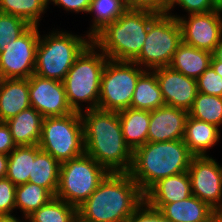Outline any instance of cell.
Returning a JSON list of instances; mask_svg holds the SVG:
<instances>
[{"instance_id":"cell-1","label":"cell","mask_w":222,"mask_h":222,"mask_svg":"<svg viewBox=\"0 0 222 222\" xmlns=\"http://www.w3.org/2000/svg\"><path fill=\"white\" fill-rule=\"evenodd\" d=\"M80 114L85 153L109 173H128L133 152L125 144L118 112L96 108Z\"/></svg>"},{"instance_id":"cell-2","label":"cell","mask_w":222,"mask_h":222,"mask_svg":"<svg viewBox=\"0 0 222 222\" xmlns=\"http://www.w3.org/2000/svg\"><path fill=\"white\" fill-rule=\"evenodd\" d=\"M144 202V193L129 173H108L78 207L81 222H125Z\"/></svg>"},{"instance_id":"cell-3","label":"cell","mask_w":222,"mask_h":222,"mask_svg":"<svg viewBox=\"0 0 222 222\" xmlns=\"http://www.w3.org/2000/svg\"><path fill=\"white\" fill-rule=\"evenodd\" d=\"M159 13L148 8H129L98 31L92 43L110 60L133 62L142 51L150 22Z\"/></svg>"},{"instance_id":"cell-4","label":"cell","mask_w":222,"mask_h":222,"mask_svg":"<svg viewBox=\"0 0 222 222\" xmlns=\"http://www.w3.org/2000/svg\"><path fill=\"white\" fill-rule=\"evenodd\" d=\"M192 157L183 139L147 142L133 151L128 173L145 193L158 180L187 172Z\"/></svg>"},{"instance_id":"cell-5","label":"cell","mask_w":222,"mask_h":222,"mask_svg":"<svg viewBox=\"0 0 222 222\" xmlns=\"http://www.w3.org/2000/svg\"><path fill=\"white\" fill-rule=\"evenodd\" d=\"M95 48L91 42L81 52L63 81L68 103L74 112H82L79 105L82 101L89 102L85 110L98 108L101 75L108 58L103 52L97 53Z\"/></svg>"},{"instance_id":"cell-6","label":"cell","mask_w":222,"mask_h":222,"mask_svg":"<svg viewBox=\"0 0 222 222\" xmlns=\"http://www.w3.org/2000/svg\"><path fill=\"white\" fill-rule=\"evenodd\" d=\"M92 42L70 33L55 31L39 38L34 74L63 82L81 52Z\"/></svg>"},{"instance_id":"cell-7","label":"cell","mask_w":222,"mask_h":222,"mask_svg":"<svg viewBox=\"0 0 222 222\" xmlns=\"http://www.w3.org/2000/svg\"><path fill=\"white\" fill-rule=\"evenodd\" d=\"M39 148L60 164L85 153L83 121L79 112L45 117Z\"/></svg>"},{"instance_id":"cell-8","label":"cell","mask_w":222,"mask_h":222,"mask_svg":"<svg viewBox=\"0 0 222 222\" xmlns=\"http://www.w3.org/2000/svg\"><path fill=\"white\" fill-rule=\"evenodd\" d=\"M109 172L86 153L60 165L56 198L79 207L97 189Z\"/></svg>"},{"instance_id":"cell-9","label":"cell","mask_w":222,"mask_h":222,"mask_svg":"<svg viewBox=\"0 0 222 222\" xmlns=\"http://www.w3.org/2000/svg\"><path fill=\"white\" fill-rule=\"evenodd\" d=\"M182 43L178 19L160 12L149 24L142 51L133 61L148 71L169 66L174 53Z\"/></svg>"},{"instance_id":"cell-10","label":"cell","mask_w":222,"mask_h":222,"mask_svg":"<svg viewBox=\"0 0 222 222\" xmlns=\"http://www.w3.org/2000/svg\"><path fill=\"white\" fill-rule=\"evenodd\" d=\"M138 66L135 62L107 60L101 75L98 109L119 112L130 108L137 80L145 71Z\"/></svg>"},{"instance_id":"cell-11","label":"cell","mask_w":222,"mask_h":222,"mask_svg":"<svg viewBox=\"0 0 222 222\" xmlns=\"http://www.w3.org/2000/svg\"><path fill=\"white\" fill-rule=\"evenodd\" d=\"M39 38L38 26H30L10 41L0 53L1 79H29L34 74Z\"/></svg>"},{"instance_id":"cell-12","label":"cell","mask_w":222,"mask_h":222,"mask_svg":"<svg viewBox=\"0 0 222 222\" xmlns=\"http://www.w3.org/2000/svg\"><path fill=\"white\" fill-rule=\"evenodd\" d=\"M188 173L192 195L208 204L215 211L222 208V167L215 159L193 156Z\"/></svg>"},{"instance_id":"cell-13","label":"cell","mask_w":222,"mask_h":222,"mask_svg":"<svg viewBox=\"0 0 222 222\" xmlns=\"http://www.w3.org/2000/svg\"><path fill=\"white\" fill-rule=\"evenodd\" d=\"M182 31V42L195 48L213 52L222 37V9L217 8L208 13L188 14L186 18L177 15Z\"/></svg>"},{"instance_id":"cell-14","label":"cell","mask_w":222,"mask_h":222,"mask_svg":"<svg viewBox=\"0 0 222 222\" xmlns=\"http://www.w3.org/2000/svg\"><path fill=\"white\" fill-rule=\"evenodd\" d=\"M28 80L31 107L44 118L64 116L74 112L68 103L63 82L36 74Z\"/></svg>"},{"instance_id":"cell-15","label":"cell","mask_w":222,"mask_h":222,"mask_svg":"<svg viewBox=\"0 0 222 222\" xmlns=\"http://www.w3.org/2000/svg\"><path fill=\"white\" fill-rule=\"evenodd\" d=\"M153 71L165 105L189 112L198 94L196 79L187 77L170 66L156 68Z\"/></svg>"},{"instance_id":"cell-16","label":"cell","mask_w":222,"mask_h":222,"mask_svg":"<svg viewBox=\"0 0 222 222\" xmlns=\"http://www.w3.org/2000/svg\"><path fill=\"white\" fill-rule=\"evenodd\" d=\"M188 116L189 112L167 105L150 111L148 142L183 139Z\"/></svg>"},{"instance_id":"cell-17","label":"cell","mask_w":222,"mask_h":222,"mask_svg":"<svg viewBox=\"0 0 222 222\" xmlns=\"http://www.w3.org/2000/svg\"><path fill=\"white\" fill-rule=\"evenodd\" d=\"M192 196L188 171L158 180L145 193L144 201L155 209L164 204L184 200Z\"/></svg>"},{"instance_id":"cell-18","label":"cell","mask_w":222,"mask_h":222,"mask_svg":"<svg viewBox=\"0 0 222 222\" xmlns=\"http://www.w3.org/2000/svg\"><path fill=\"white\" fill-rule=\"evenodd\" d=\"M30 107L28 79H1L0 119L2 122Z\"/></svg>"},{"instance_id":"cell-19","label":"cell","mask_w":222,"mask_h":222,"mask_svg":"<svg viewBox=\"0 0 222 222\" xmlns=\"http://www.w3.org/2000/svg\"><path fill=\"white\" fill-rule=\"evenodd\" d=\"M125 144L133 152L148 142L150 111L134 108L118 112Z\"/></svg>"},{"instance_id":"cell-20","label":"cell","mask_w":222,"mask_h":222,"mask_svg":"<svg viewBox=\"0 0 222 222\" xmlns=\"http://www.w3.org/2000/svg\"><path fill=\"white\" fill-rule=\"evenodd\" d=\"M44 117L33 107L6 121L17 146L38 145Z\"/></svg>"},{"instance_id":"cell-21","label":"cell","mask_w":222,"mask_h":222,"mask_svg":"<svg viewBox=\"0 0 222 222\" xmlns=\"http://www.w3.org/2000/svg\"><path fill=\"white\" fill-rule=\"evenodd\" d=\"M159 211L173 222H210L215 212L196 196L164 204Z\"/></svg>"},{"instance_id":"cell-22","label":"cell","mask_w":222,"mask_h":222,"mask_svg":"<svg viewBox=\"0 0 222 222\" xmlns=\"http://www.w3.org/2000/svg\"><path fill=\"white\" fill-rule=\"evenodd\" d=\"M212 53L181 43L170 63V67L187 77L198 79L211 65Z\"/></svg>"},{"instance_id":"cell-23","label":"cell","mask_w":222,"mask_h":222,"mask_svg":"<svg viewBox=\"0 0 222 222\" xmlns=\"http://www.w3.org/2000/svg\"><path fill=\"white\" fill-rule=\"evenodd\" d=\"M219 132L217 126L188 116L183 140L193 156H206L219 140Z\"/></svg>"},{"instance_id":"cell-24","label":"cell","mask_w":222,"mask_h":222,"mask_svg":"<svg viewBox=\"0 0 222 222\" xmlns=\"http://www.w3.org/2000/svg\"><path fill=\"white\" fill-rule=\"evenodd\" d=\"M60 163L36 145V157L32 162V178L28 182L46 188L54 197L59 186Z\"/></svg>"},{"instance_id":"cell-25","label":"cell","mask_w":222,"mask_h":222,"mask_svg":"<svg viewBox=\"0 0 222 222\" xmlns=\"http://www.w3.org/2000/svg\"><path fill=\"white\" fill-rule=\"evenodd\" d=\"M164 105L155 72L145 70L137 80L130 108L152 111Z\"/></svg>"},{"instance_id":"cell-26","label":"cell","mask_w":222,"mask_h":222,"mask_svg":"<svg viewBox=\"0 0 222 222\" xmlns=\"http://www.w3.org/2000/svg\"><path fill=\"white\" fill-rule=\"evenodd\" d=\"M36 157V145L17 146L8 155L6 177L14 184L27 183L32 178V162Z\"/></svg>"},{"instance_id":"cell-27","label":"cell","mask_w":222,"mask_h":222,"mask_svg":"<svg viewBox=\"0 0 222 222\" xmlns=\"http://www.w3.org/2000/svg\"><path fill=\"white\" fill-rule=\"evenodd\" d=\"M54 196L44 187L27 182L16 186L15 207L21 209L25 219Z\"/></svg>"},{"instance_id":"cell-28","label":"cell","mask_w":222,"mask_h":222,"mask_svg":"<svg viewBox=\"0 0 222 222\" xmlns=\"http://www.w3.org/2000/svg\"><path fill=\"white\" fill-rule=\"evenodd\" d=\"M129 6L126 0H91L88 13H94V21L87 37H93L106 24L116 21Z\"/></svg>"},{"instance_id":"cell-29","label":"cell","mask_w":222,"mask_h":222,"mask_svg":"<svg viewBox=\"0 0 222 222\" xmlns=\"http://www.w3.org/2000/svg\"><path fill=\"white\" fill-rule=\"evenodd\" d=\"M26 219L28 222H76L78 220V208L64 200L53 197Z\"/></svg>"},{"instance_id":"cell-30","label":"cell","mask_w":222,"mask_h":222,"mask_svg":"<svg viewBox=\"0 0 222 222\" xmlns=\"http://www.w3.org/2000/svg\"><path fill=\"white\" fill-rule=\"evenodd\" d=\"M48 0H0V12L17 16L31 26H38Z\"/></svg>"},{"instance_id":"cell-31","label":"cell","mask_w":222,"mask_h":222,"mask_svg":"<svg viewBox=\"0 0 222 222\" xmlns=\"http://www.w3.org/2000/svg\"><path fill=\"white\" fill-rule=\"evenodd\" d=\"M189 116L219 127L222 124V97L198 92Z\"/></svg>"},{"instance_id":"cell-32","label":"cell","mask_w":222,"mask_h":222,"mask_svg":"<svg viewBox=\"0 0 222 222\" xmlns=\"http://www.w3.org/2000/svg\"><path fill=\"white\" fill-rule=\"evenodd\" d=\"M30 26L20 17L0 12V53L12 39H17Z\"/></svg>"},{"instance_id":"cell-33","label":"cell","mask_w":222,"mask_h":222,"mask_svg":"<svg viewBox=\"0 0 222 222\" xmlns=\"http://www.w3.org/2000/svg\"><path fill=\"white\" fill-rule=\"evenodd\" d=\"M196 81L198 92L222 97V77L215 73L211 65Z\"/></svg>"},{"instance_id":"cell-34","label":"cell","mask_w":222,"mask_h":222,"mask_svg":"<svg viewBox=\"0 0 222 222\" xmlns=\"http://www.w3.org/2000/svg\"><path fill=\"white\" fill-rule=\"evenodd\" d=\"M14 185L7 177L0 178V215H11L15 207Z\"/></svg>"},{"instance_id":"cell-35","label":"cell","mask_w":222,"mask_h":222,"mask_svg":"<svg viewBox=\"0 0 222 222\" xmlns=\"http://www.w3.org/2000/svg\"><path fill=\"white\" fill-rule=\"evenodd\" d=\"M125 222H173V221L167 219L158 209L153 208L144 201L127 218Z\"/></svg>"},{"instance_id":"cell-36","label":"cell","mask_w":222,"mask_h":222,"mask_svg":"<svg viewBox=\"0 0 222 222\" xmlns=\"http://www.w3.org/2000/svg\"><path fill=\"white\" fill-rule=\"evenodd\" d=\"M175 4L180 5L189 14L208 13L218 8L215 0H171L166 12H170Z\"/></svg>"},{"instance_id":"cell-37","label":"cell","mask_w":222,"mask_h":222,"mask_svg":"<svg viewBox=\"0 0 222 222\" xmlns=\"http://www.w3.org/2000/svg\"><path fill=\"white\" fill-rule=\"evenodd\" d=\"M129 8H148L166 12L171 0H126Z\"/></svg>"},{"instance_id":"cell-38","label":"cell","mask_w":222,"mask_h":222,"mask_svg":"<svg viewBox=\"0 0 222 222\" xmlns=\"http://www.w3.org/2000/svg\"><path fill=\"white\" fill-rule=\"evenodd\" d=\"M17 147L6 122L0 123V153L9 155Z\"/></svg>"},{"instance_id":"cell-39","label":"cell","mask_w":222,"mask_h":222,"mask_svg":"<svg viewBox=\"0 0 222 222\" xmlns=\"http://www.w3.org/2000/svg\"><path fill=\"white\" fill-rule=\"evenodd\" d=\"M53 2L55 5H62L64 10L79 13V12H88L90 8L91 0H48Z\"/></svg>"},{"instance_id":"cell-40","label":"cell","mask_w":222,"mask_h":222,"mask_svg":"<svg viewBox=\"0 0 222 222\" xmlns=\"http://www.w3.org/2000/svg\"><path fill=\"white\" fill-rule=\"evenodd\" d=\"M8 167V155L0 153V178L6 177Z\"/></svg>"},{"instance_id":"cell-41","label":"cell","mask_w":222,"mask_h":222,"mask_svg":"<svg viewBox=\"0 0 222 222\" xmlns=\"http://www.w3.org/2000/svg\"><path fill=\"white\" fill-rule=\"evenodd\" d=\"M212 57L215 60L222 61V37H221L219 43L217 44L216 48L213 50Z\"/></svg>"},{"instance_id":"cell-42","label":"cell","mask_w":222,"mask_h":222,"mask_svg":"<svg viewBox=\"0 0 222 222\" xmlns=\"http://www.w3.org/2000/svg\"><path fill=\"white\" fill-rule=\"evenodd\" d=\"M211 66L215 70V73L222 77V61L211 59Z\"/></svg>"},{"instance_id":"cell-43","label":"cell","mask_w":222,"mask_h":222,"mask_svg":"<svg viewBox=\"0 0 222 222\" xmlns=\"http://www.w3.org/2000/svg\"><path fill=\"white\" fill-rule=\"evenodd\" d=\"M27 220H25L26 222ZM0 222H24L21 220H18L15 216L13 215H0Z\"/></svg>"},{"instance_id":"cell-44","label":"cell","mask_w":222,"mask_h":222,"mask_svg":"<svg viewBox=\"0 0 222 222\" xmlns=\"http://www.w3.org/2000/svg\"><path fill=\"white\" fill-rule=\"evenodd\" d=\"M210 222H222V214L219 211H215Z\"/></svg>"},{"instance_id":"cell-45","label":"cell","mask_w":222,"mask_h":222,"mask_svg":"<svg viewBox=\"0 0 222 222\" xmlns=\"http://www.w3.org/2000/svg\"><path fill=\"white\" fill-rule=\"evenodd\" d=\"M215 3L218 6V8L222 9V0H215Z\"/></svg>"}]
</instances>
